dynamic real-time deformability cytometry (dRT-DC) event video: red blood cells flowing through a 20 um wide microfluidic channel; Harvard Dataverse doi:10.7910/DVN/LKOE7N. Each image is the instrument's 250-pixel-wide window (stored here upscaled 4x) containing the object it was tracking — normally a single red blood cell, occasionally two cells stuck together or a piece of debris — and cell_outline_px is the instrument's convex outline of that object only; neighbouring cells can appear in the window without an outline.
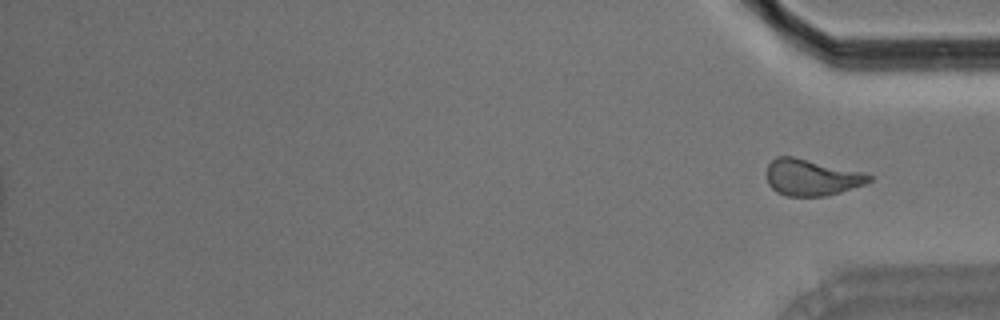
{"species": "Egyptian fruit bat (a non-hibernating species)", "species_latin": "Rousettus aegyptiacus", "temperature_condition": "room temperature", "stored_images_in_passage": 15, "camera_frame_rate_fps": 3000, "um_per_image_px": 0.085, "animal": {"sex": "male"}, "frame": {"image": 1, "passage_image": 15, "time_ms": 4.667, "image_size_px": [1000, 320], "cell_outline_px": [[872, 180], [864, 184], [840, 192], [824, 196], [788, 196], [776, 192], [768, 184], [768, 164], [776, 156], [792, 156], [864, 172], [872, 176]], "centroid_in_image_um": [68.98, 15.08], "position_along_channel_um": 366.2, "area_um2": 21.56}}